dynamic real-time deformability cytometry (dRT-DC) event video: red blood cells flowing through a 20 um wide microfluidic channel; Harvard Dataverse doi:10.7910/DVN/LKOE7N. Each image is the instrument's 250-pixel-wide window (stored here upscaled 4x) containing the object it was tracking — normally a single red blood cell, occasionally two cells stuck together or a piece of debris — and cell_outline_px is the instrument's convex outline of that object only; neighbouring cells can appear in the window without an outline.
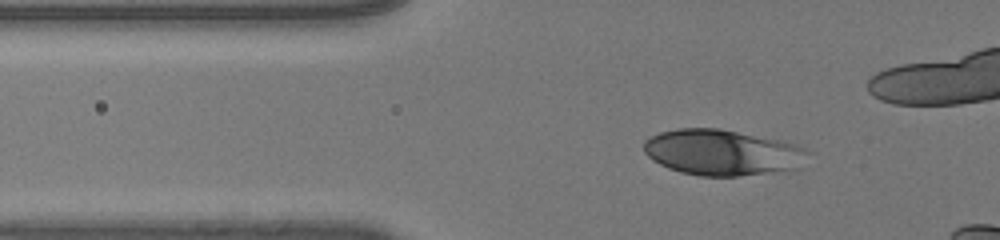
{"species": "human", "species_latin": "Homo sapiens", "temperature_condition": "room temperature", "stored_images_in_passage": 46, "camera_frame_rate_fps": 3000, "um_per_image_px": 0.085, "donor": {"sex": "male"}, "frame": {"image": 1, "passage_image": 16, "time_ms": 5.0, "image_size_px": [1000, 240], "cell_outline_px": [[812, 152], [796, 168], [780, 172], [740, 176], [700, 176], [680, 172], [668, 168], [652, 160], [644, 152], [644, 140], [660, 132], [676, 128], [720, 128], [780, 140], [796, 144]], "centroid_in_image_um": [61.4, 12.96], "position_along_channel_um": 64.4, "area_um2": 44.1}}
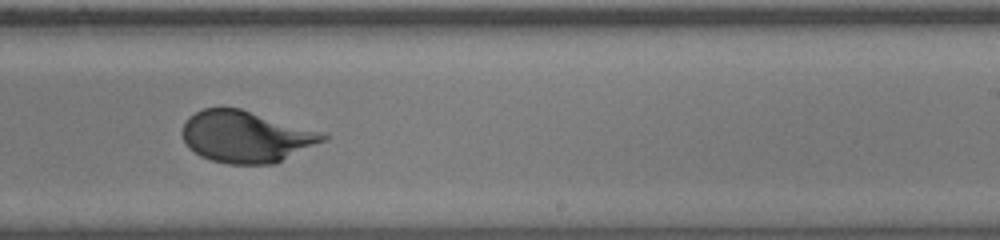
{"frame": {"image": 2, "passage_image": 33, "time_ms": 10.667, "image_size_px": [1000, 240], "cell_outline_px": [[328, 140], [276, 164], [228, 164], [212, 160], [200, 156], [188, 148], [184, 140], [184, 124], [188, 116], [204, 108], [240, 108], [328, 132]], "centroid_in_image_um": [21.01, 11.62], "position_along_channel_um": 268.0, "area_um2": 42.95}}
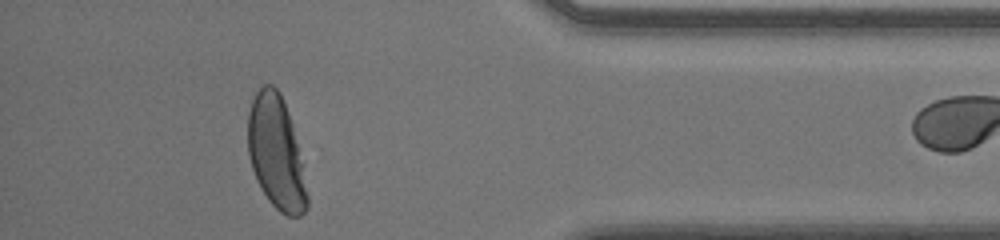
{"frame": {"image": 3, "passage_image": 45, "time_ms": 14.667, "image_size_px": [1000, 240], "cell_outline_px": [[308, 208], [300, 216], [288, 216], [280, 212], [268, 200], [260, 188], [256, 180], [248, 156], [248, 112], [252, 100], [256, 92], [264, 84], [272, 84], [280, 92], [288, 112], [292, 124], [308, 196]], "centroid_in_image_um": [23.44, 12.98], "position_along_channel_um": 411.8, "area_um2": 38.78}}